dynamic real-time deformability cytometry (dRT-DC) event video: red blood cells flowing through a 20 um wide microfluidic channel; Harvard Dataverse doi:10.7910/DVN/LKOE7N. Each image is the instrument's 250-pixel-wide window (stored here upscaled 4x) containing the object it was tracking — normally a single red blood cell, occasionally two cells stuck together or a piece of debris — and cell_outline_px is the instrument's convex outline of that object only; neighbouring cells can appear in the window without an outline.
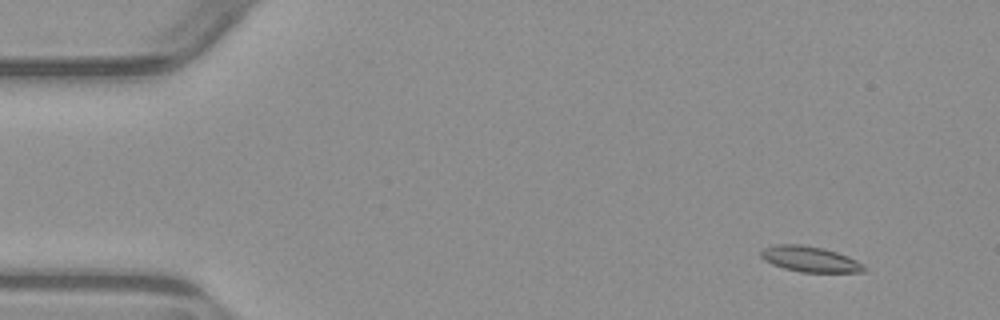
{"species": "common noctule bat (a hibernating species)", "species_latin": "Nyctalus noctula", "temperature_condition": "warm", "stored_images_in_passage": 5, "camera_frame_rate_fps": 3000, "um_per_image_px": 0.085, "animal": {"sex": "male", "body_mass_g": 23.1, "forearm_length_mm": 52.7}, "frame": {"image": 1, "passage_image": 2, "time_ms": 1.333, "image_size_px": [1000, 320], "cell_outline_px": [[868, 268], [864, 272], [800, 272], [784, 268], [772, 264], [764, 260], [760, 256], [760, 252], [764, 248], [776, 244], [800, 244], [824, 248], [848, 256], [864, 264]], "centroid_in_image_um": [68.86, 22.02], "position_along_channel_um": 16.1, "area_um2": 15.49}}
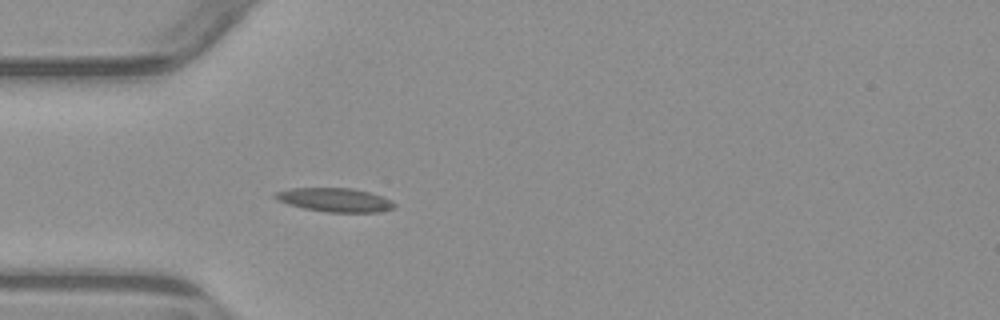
{"frame": {"image": 2, "passage_image": 5, "time_ms": 5.0, "image_size_px": [1000, 320], "cell_outline_px": [[396, 208], [380, 212], [328, 212], [304, 208], [288, 204], [272, 196], [276, 192], [292, 188], [352, 188], [368, 192], [392, 200], [396, 204]], "centroid_in_image_um": [28.51, 16.99], "position_along_channel_um": 56.5, "area_um2": 16.42}}